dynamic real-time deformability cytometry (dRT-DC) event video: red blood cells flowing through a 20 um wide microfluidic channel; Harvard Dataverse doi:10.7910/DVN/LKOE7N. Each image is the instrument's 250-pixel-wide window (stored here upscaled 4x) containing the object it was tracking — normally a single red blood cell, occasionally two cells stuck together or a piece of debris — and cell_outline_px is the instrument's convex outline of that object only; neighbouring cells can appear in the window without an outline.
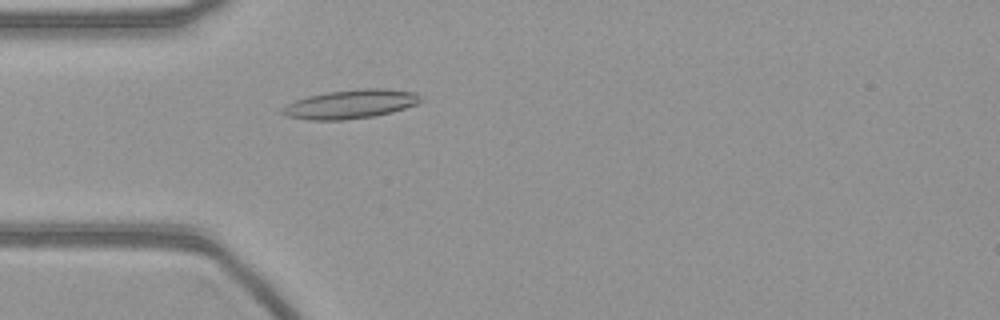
{"species": "common noctule bat (a hibernating species)", "species_latin": "Nyctalus noctula", "temperature_condition": "warm", "stored_images_in_passage": 54, "camera_frame_rate_fps": 3000, "um_per_image_px": 0.085, "animal": {"sex": "female", "body_mass_g": 21.9}, "frame": {"image": 1, "passage_image": 15, "time_ms": 4.667, "image_size_px": [1000, 320], "cell_outline_px": [[420, 100], [416, 104], [392, 112], [376, 116], [344, 120], [308, 120], [284, 116], [280, 112], [280, 108], [296, 100], [308, 96], [324, 92], [360, 88], [384, 88], [416, 92], [420, 96]], "centroid_in_image_um": [29.76, 8.85], "position_along_channel_um": 55.2, "area_um2": 23.52}}
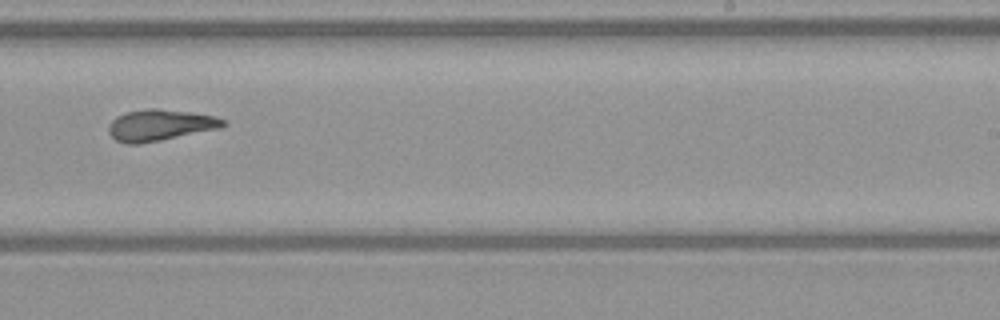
{"frame": {"image": 2, "passage_image": 33, "time_ms": 10.667, "image_size_px": [1000, 320], "cell_outline_px": [[224, 124], [220, 128], [140, 144], [124, 144], [116, 140], [108, 132], [108, 124], [116, 116], [124, 112], [148, 108], [156, 108], [192, 112], [216, 116], [224, 120]], "centroid_in_image_um": [13.55, 10.63], "position_along_channel_um": 275.5, "area_um2": 20.92}}
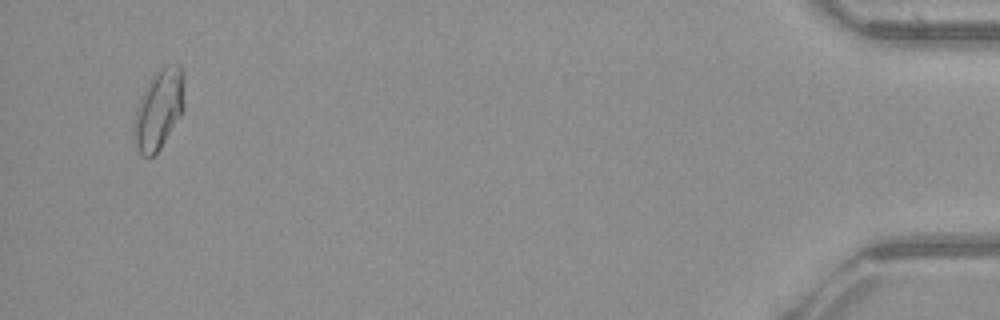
{"frame": {"image": 3, "passage_image": 52, "time_ms": 17.0, "image_size_px": [1000, 320], "cell_outline_px": [[184, 108], [180, 116], [160, 148], [152, 156], [140, 156], [136, 148], [132, 136], [132, 124], [136, 108], [144, 88], [152, 76], [164, 64], [180, 64], [184, 72]], "centroid_in_image_um": [13.48, 9.27], "position_along_channel_um": 421.7, "area_um2": 23.93}}